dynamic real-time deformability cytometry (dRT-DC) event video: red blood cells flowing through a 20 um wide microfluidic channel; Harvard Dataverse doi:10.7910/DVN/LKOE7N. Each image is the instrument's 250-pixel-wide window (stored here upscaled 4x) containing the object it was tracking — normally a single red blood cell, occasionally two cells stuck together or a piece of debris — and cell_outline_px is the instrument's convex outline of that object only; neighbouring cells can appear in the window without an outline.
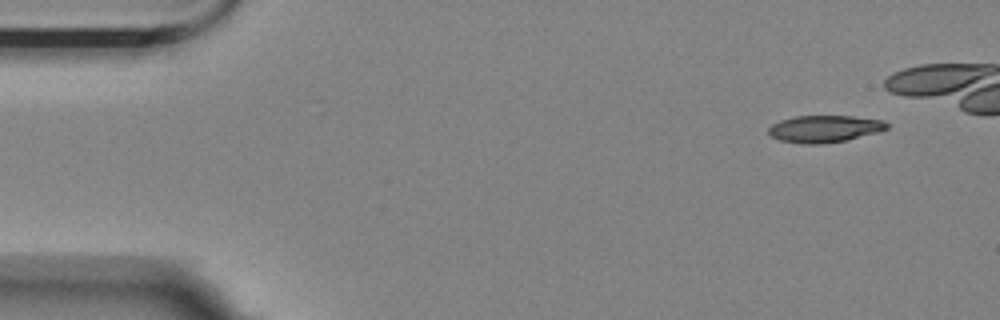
{"species": "Egyptian fruit bat (a non-hibernating species)", "species_latin": "Rousettus aegyptiacus", "temperature_condition": "room temperature", "stored_images_in_passage": 2, "camera_frame_rate_fps": 3000, "um_per_image_px": 0.085, "animal": {"sex": "female"}, "frame": {"image": 1, "passage_image": 2, "time_ms": 0.333, "image_size_px": [1000, 320], "cell_outline_px": [[888, 128], [880, 132], [844, 140], [820, 144], [804, 144], [780, 140], [772, 136], [768, 132], [768, 128], [772, 124], [780, 120], [796, 116], [852, 116], [884, 120], [888, 124]], "centroid_in_image_um": [70.09, 10.94], "position_along_channel_um": 14.9, "area_um2": 18.55}}